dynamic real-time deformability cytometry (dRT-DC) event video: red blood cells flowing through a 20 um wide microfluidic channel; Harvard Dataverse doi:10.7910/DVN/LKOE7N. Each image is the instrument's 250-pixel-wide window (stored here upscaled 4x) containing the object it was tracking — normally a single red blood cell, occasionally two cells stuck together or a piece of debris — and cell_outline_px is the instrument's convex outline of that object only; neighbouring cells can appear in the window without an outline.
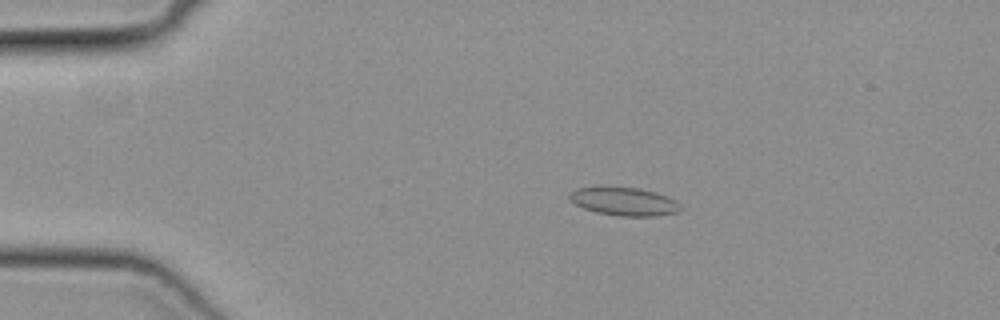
{"species": "common noctule bat (a hibernating species)", "species_latin": "Nyctalus noctula", "temperature_condition": "cold", "stored_images_in_passage": 50, "camera_frame_rate_fps": 3000, "um_per_image_px": 0.085, "animal": {"sex": "female", "body_mass_g": 19.3, "forearm_length_mm": 54.1}, "frame": {"image": 1, "passage_image": 10, "time_ms": 3.0, "image_size_px": [1000, 320], "cell_outline_px": [[684, 208], [680, 212], [656, 216], [620, 216], [596, 212], [584, 208], [568, 200], [568, 192], [576, 188], [636, 188], [652, 192], [676, 200]], "centroid_in_image_um": [53.06, 17.15], "position_along_channel_um": 31.9, "area_um2": 18.03}}
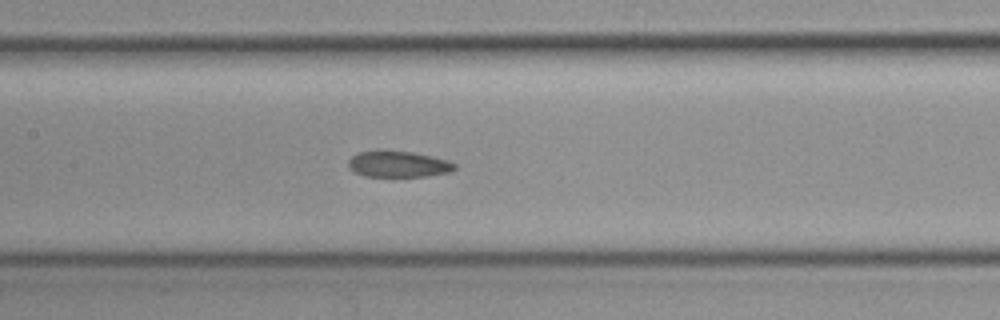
{"frame": {"image": 2, "passage_image": 24, "time_ms": 7.667, "image_size_px": [1000, 320], "cell_outline_px": [[456, 168], [452, 172], [428, 176], [364, 176], [352, 172], [348, 164], [348, 160], [352, 156], [360, 152], [412, 152], [432, 156], [448, 160], [456, 164]], "centroid_in_image_um": [33.89, 13.98], "position_along_channel_um": 173.5, "area_um2": 15.95}}
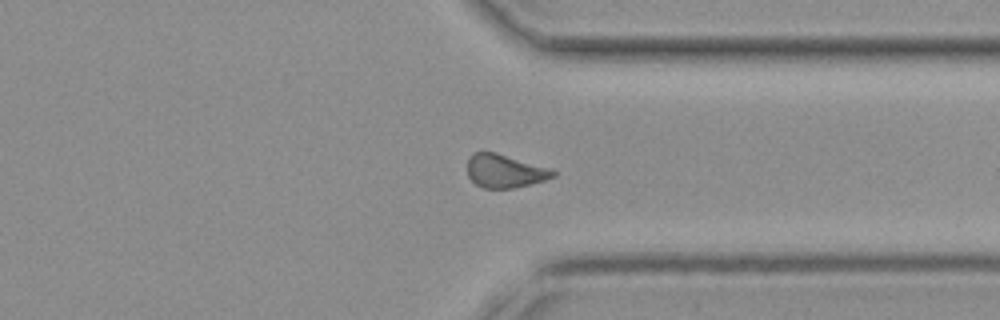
{"frame": {"image": 3, "passage_image": 38, "time_ms": 12.333, "image_size_px": [1000, 320], "cell_outline_px": [[556, 176], [532, 184], [512, 188], [484, 188], [476, 184], [468, 176], [468, 156], [472, 152], [496, 152], [552, 168], [556, 172]], "centroid_in_image_um": [42.93, 14.52], "position_along_channel_um": 368.5, "area_um2": 16.82}}